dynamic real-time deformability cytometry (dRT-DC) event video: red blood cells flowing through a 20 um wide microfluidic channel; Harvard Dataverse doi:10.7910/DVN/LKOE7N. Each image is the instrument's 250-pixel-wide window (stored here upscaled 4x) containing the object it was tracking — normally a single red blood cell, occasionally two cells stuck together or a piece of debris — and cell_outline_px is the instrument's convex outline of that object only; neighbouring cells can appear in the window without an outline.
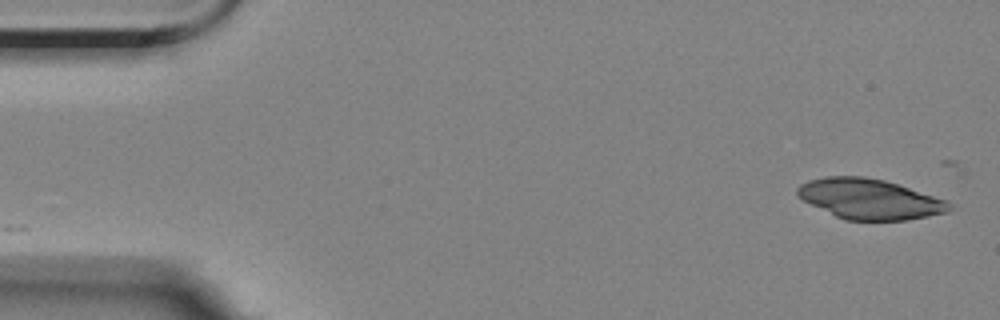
{"species": "Egyptian fruit bat (a non-hibernating species)", "species_latin": "Rousettus aegyptiacus", "temperature_condition": "room temperature", "stored_images_in_passage": 2, "camera_frame_rate_fps": 3000, "um_per_image_px": 0.085, "animal": {"sex": "female"}, "frame": {"image": 1, "passage_image": 2, "time_ms": 1.333, "image_size_px": [1000, 320], "cell_outline_px": [[952, 208], [948, 212], [908, 220], [844, 220], [796, 196], [796, 188], [800, 184], [808, 180], [824, 176], [864, 176], [884, 180], [948, 200], [952, 204]], "centroid_in_image_um": [73.92, 16.91], "position_along_channel_um": 11.1, "area_um2": 35.6}}